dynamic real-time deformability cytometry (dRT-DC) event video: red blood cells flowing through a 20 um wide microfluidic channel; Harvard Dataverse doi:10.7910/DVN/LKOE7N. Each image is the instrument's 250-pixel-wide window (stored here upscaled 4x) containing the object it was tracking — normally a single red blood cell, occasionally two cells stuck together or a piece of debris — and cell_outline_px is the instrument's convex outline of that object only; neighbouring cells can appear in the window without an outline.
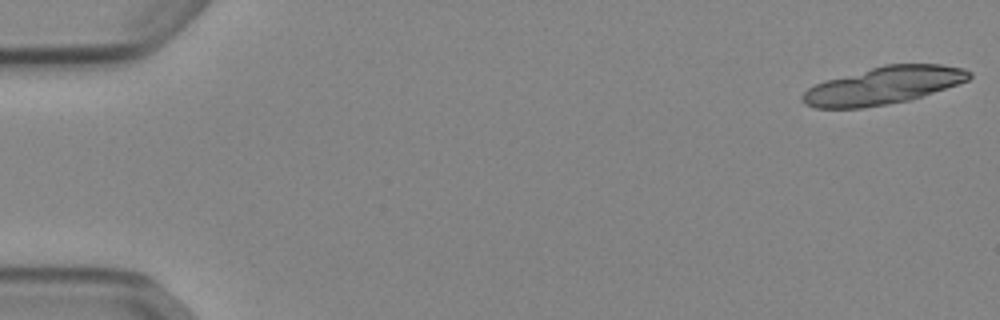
{"species": "Egyptian fruit bat (a non-hibernating species)", "species_latin": "Rousettus aegyptiacus", "temperature_condition": "cold", "stored_images_in_passage": 19, "camera_frame_rate_fps": 3000, "um_per_image_px": 0.085, "animal": {"sex": "female"}, "frame": {"image": 1, "passage_image": 1, "time_ms": 0.0, "image_size_px": [1000, 320], "cell_outline_px": [[972, 76], [968, 80], [908, 100], [888, 104], [860, 108], [816, 108], [804, 104], [800, 100], [800, 96], [808, 88], [824, 80], [884, 64], [940, 64], [964, 68], [972, 72]], "centroid_in_image_um": [75.04, 7.26], "position_along_channel_um": 10.0, "area_um2": 36.3}}